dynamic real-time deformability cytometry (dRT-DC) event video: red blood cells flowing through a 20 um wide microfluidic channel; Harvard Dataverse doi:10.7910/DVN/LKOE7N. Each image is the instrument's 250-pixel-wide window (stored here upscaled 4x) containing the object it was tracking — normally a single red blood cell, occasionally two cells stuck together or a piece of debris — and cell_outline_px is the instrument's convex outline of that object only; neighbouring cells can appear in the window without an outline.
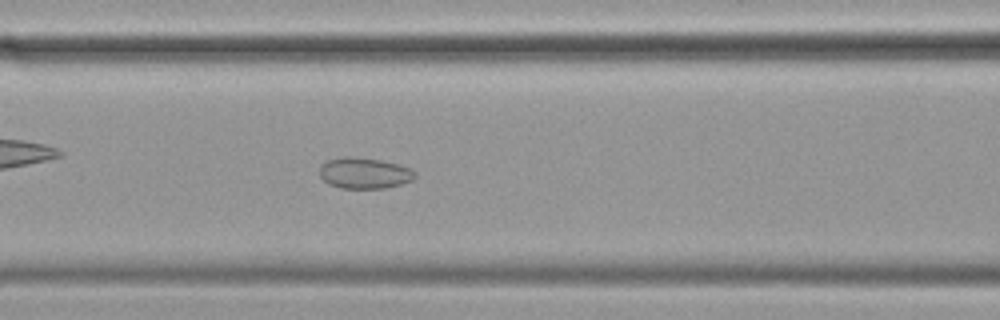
{"species": "common noctule bat (a hibernating species)", "species_latin": "Nyctalus noctula", "temperature_condition": "cold", "stored_images_in_passage": 57, "camera_frame_rate_fps": 3000, "um_per_image_px": 0.085, "animal": {"sex": "female", "body_mass_g": 19.9}, "frame": {"image": 1, "passage_image": 23, "time_ms": 7.333, "image_size_px": [1000, 320], "cell_outline_px": [[416, 176], [412, 180], [400, 184], [384, 188], [340, 188], [328, 184], [320, 176], [320, 164], [328, 160], [344, 156], [352, 156], [380, 160], [396, 164], [408, 168], [416, 172]], "centroid_in_image_um": [30.93, 14.71], "position_along_channel_um": 135.7, "area_um2": 17.17}}
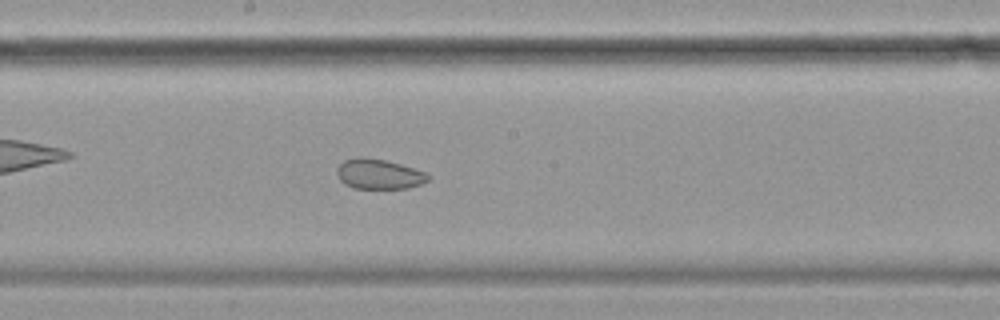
{"frame": {"image": 2, "passage_image": 30, "time_ms": 9.667, "image_size_px": [1000, 320], "cell_outline_px": [[428, 180], [420, 184], [408, 188], [356, 188], [344, 184], [340, 180], [336, 172], [336, 168], [344, 160], [360, 156], [364, 156], [384, 160], [400, 164], [428, 172]], "centroid_in_image_um": [32.19, 14.78], "position_along_channel_um": 216.0, "area_um2": 15.95}}
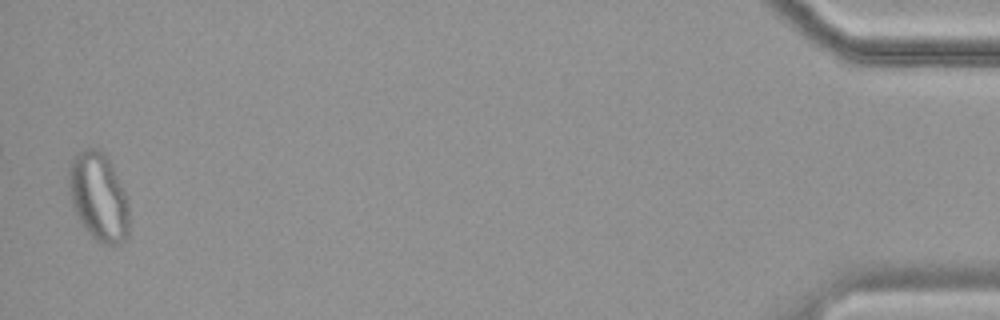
{"frame": {"image": 3, "passage_image": 56, "time_ms": 18.333, "image_size_px": [1000, 320], "cell_outline_px": [[128, 236], [120, 244], [100, 244], [88, 232], [80, 220], [72, 204], [68, 192], [68, 172], [72, 160], [76, 152], [88, 148], [100, 148], [104, 152], [112, 164], [128, 200]], "centroid_in_image_um": [8.37, 16.7], "position_along_channel_um": 426.8, "area_um2": 31.15}, "authors_computed_cell_mechanics": {"area_um2": 23.4668, "velocity_mm_per_s": 3.464, "shape_relaxation_time_tau1_ms": null, "shape_relaxation_time_tau2_ms": 3.914, "deformation_change_tau1": null, "deformation_change_tau2": 0.059}}